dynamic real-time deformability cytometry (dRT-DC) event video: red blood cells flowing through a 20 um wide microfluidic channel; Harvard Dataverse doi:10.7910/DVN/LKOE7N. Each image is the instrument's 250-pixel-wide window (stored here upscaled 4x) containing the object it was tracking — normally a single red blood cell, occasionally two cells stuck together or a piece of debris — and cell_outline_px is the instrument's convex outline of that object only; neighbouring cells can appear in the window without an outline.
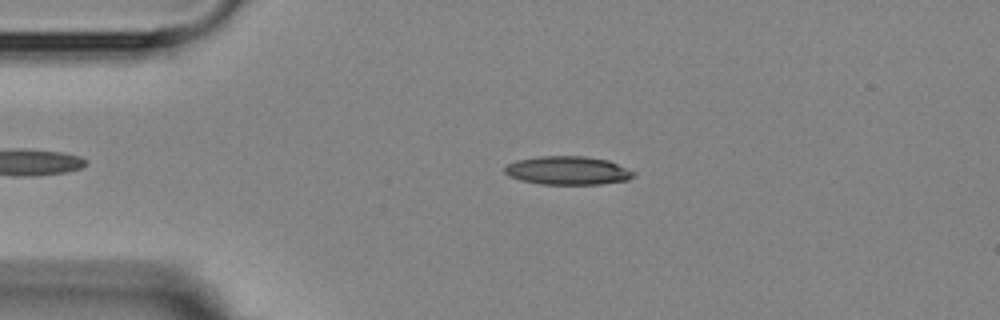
{"species": "Egyptian fruit bat (a non-hibernating species)", "species_latin": "Rousettus aegyptiacus", "temperature_condition": "room temperature", "stored_images_in_passage": 4, "camera_frame_rate_fps": 3000, "um_per_image_px": 0.085, "animal": {"sex": "female"}, "frame": {"image": 1, "passage_image": 3, "time_ms": 2.333, "image_size_px": [1000, 320], "cell_outline_px": [[636, 176], [628, 180], [600, 184], [540, 184], [520, 180], [508, 176], [504, 172], [504, 168], [508, 164], [516, 160], [540, 156], [584, 156], [608, 160], [636, 172]], "centroid_in_image_um": [48.26, 14.49], "position_along_channel_um": 36.7, "area_um2": 21.5}}